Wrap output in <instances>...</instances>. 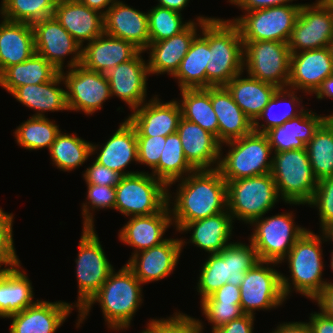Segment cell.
Here are the masks:
<instances>
[{
  "label": "cell",
  "mask_w": 333,
  "mask_h": 333,
  "mask_svg": "<svg viewBox=\"0 0 333 333\" xmlns=\"http://www.w3.org/2000/svg\"><path fill=\"white\" fill-rule=\"evenodd\" d=\"M176 182H179L178 189L172 193L175 194L172 197L169 189ZM167 201L168 206H172V224L179 232L187 223L227 210L226 181L218 169L195 170L168 186Z\"/></svg>",
  "instance_id": "obj_1"
},
{
  "label": "cell",
  "mask_w": 333,
  "mask_h": 333,
  "mask_svg": "<svg viewBox=\"0 0 333 333\" xmlns=\"http://www.w3.org/2000/svg\"><path fill=\"white\" fill-rule=\"evenodd\" d=\"M113 269L99 291L78 312L76 327L87 319L95 303H99L105 324L113 331L130 328L135 313L143 302V284L125 264L117 272Z\"/></svg>",
  "instance_id": "obj_2"
},
{
  "label": "cell",
  "mask_w": 333,
  "mask_h": 333,
  "mask_svg": "<svg viewBox=\"0 0 333 333\" xmlns=\"http://www.w3.org/2000/svg\"><path fill=\"white\" fill-rule=\"evenodd\" d=\"M199 34L208 42L207 88L225 86L244 72L243 41L233 21L209 17Z\"/></svg>",
  "instance_id": "obj_3"
},
{
  "label": "cell",
  "mask_w": 333,
  "mask_h": 333,
  "mask_svg": "<svg viewBox=\"0 0 333 333\" xmlns=\"http://www.w3.org/2000/svg\"><path fill=\"white\" fill-rule=\"evenodd\" d=\"M322 242L325 241L321 234L317 235L313 230L307 229L282 260L283 263L288 261L291 273L290 279L281 274L282 290L286 299L294 290L296 293L314 300L329 283L322 278L325 267L322 261Z\"/></svg>",
  "instance_id": "obj_4"
},
{
  "label": "cell",
  "mask_w": 333,
  "mask_h": 333,
  "mask_svg": "<svg viewBox=\"0 0 333 333\" xmlns=\"http://www.w3.org/2000/svg\"><path fill=\"white\" fill-rule=\"evenodd\" d=\"M223 145L229 148L225 156L222 152ZM272 160L273 152L267 135L252 131L241 138L221 144L217 169L226 182L234 181L271 173Z\"/></svg>",
  "instance_id": "obj_5"
},
{
  "label": "cell",
  "mask_w": 333,
  "mask_h": 333,
  "mask_svg": "<svg viewBox=\"0 0 333 333\" xmlns=\"http://www.w3.org/2000/svg\"><path fill=\"white\" fill-rule=\"evenodd\" d=\"M271 175L285 204L308 205L317 187L306 149L273 153Z\"/></svg>",
  "instance_id": "obj_6"
},
{
  "label": "cell",
  "mask_w": 333,
  "mask_h": 333,
  "mask_svg": "<svg viewBox=\"0 0 333 333\" xmlns=\"http://www.w3.org/2000/svg\"><path fill=\"white\" fill-rule=\"evenodd\" d=\"M226 185L227 210L233 220L246 225L265 216L281 199L271 173L227 181Z\"/></svg>",
  "instance_id": "obj_7"
},
{
  "label": "cell",
  "mask_w": 333,
  "mask_h": 333,
  "mask_svg": "<svg viewBox=\"0 0 333 333\" xmlns=\"http://www.w3.org/2000/svg\"><path fill=\"white\" fill-rule=\"evenodd\" d=\"M115 191L114 210L126 217L158 213L168 202V187L149 172L122 176Z\"/></svg>",
  "instance_id": "obj_8"
},
{
  "label": "cell",
  "mask_w": 333,
  "mask_h": 333,
  "mask_svg": "<svg viewBox=\"0 0 333 333\" xmlns=\"http://www.w3.org/2000/svg\"><path fill=\"white\" fill-rule=\"evenodd\" d=\"M293 212L278 213L254 220L248 240L256 249L259 261L282 264V260L290 252L295 242L306 232L307 228L300 227L294 222Z\"/></svg>",
  "instance_id": "obj_9"
},
{
  "label": "cell",
  "mask_w": 333,
  "mask_h": 333,
  "mask_svg": "<svg viewBox=\"0 0 333 333\" xmlns=\"http://www.w3.org/2000/svg\"><path fill=\"white\" fill-rule=\"evenodd\" d=\"M96 227H83L76 263L78 297L72 306L79 312L99 291L114 269L103 250ZM74 304V305H73Z\"/></svg>",
  "instance_id": "obj_10"
},
{
  "label": "cell",
  "mask_w": 333,
  "mask_h": 333,
  "mask_svg": "<svg viewBox=\"0 0 333 333\" xmlns=\"http://www.w3.org/2000/svg\"><path fill=\"white\" fill-rule=\"evenodd\" d=\"M301 5L291 3L257 9L229 20L238 26L242 41L267 40L288 43Z\"/></svg>",
  "instance_id": "obj_11"
},
{
  "label": "cell",
  "mask_w": 333,
  "mask_h": 333,
  "mask_svg": "<svg viewBox=\"0 0 333 333\" xmlns=\"http://www.w3.org/2000/svg\"><path fill=\"white\" fill-rule=\"evenodd\" d=\"M291 52L288 43L278 41H243V70L247 75L287 88Z\"/></svg>",
  "instance_id": "obj_12"
},
{
  "label": "cell",
  "mask_w": 333,
  "mask_h": 333,
  "mask_svg": "<svg viewBox=\"0 0 333 333\" xmlns=\"http://www.w3.org/2000/svg\"><path fill=\"white\" fill-rule=\"evenodd\" d=\"M277 265L279 263L258 261L245 273L240 285V306L244 314L255 316L256 310L276 309L286 301L282 273L274 268Z\"/></svg>",
  "instance_id": "obj_13"
},
{
  "label": "cell",
  "mask_w": 333,
  "mask_h": 333,
  "mask_svg": "<svg viewBox=\"0 0 333 333\" xmlns=\"http://www.w3.org/2000/svg\"><path fill=\"white\" fill-rule=\"evenodd\" d=\"M60 73L65 82L68 111L94 115L112 97L108 79L101 72L89 70L79 64L66 72L63 69Z\"/></svg>",
  "instance_id": "obj_14"
},
{
  "label": "cell",
  "mask_w": 333,
  "mask_h": 333,
  "mask_svg": "<svg viewBox=\"0 0 333 333\" xmlns=\"http://www.w3.org/2000/svg\"><path fill=\"white\" fill-rule=\"evenodd\" d=\"M332 38L333 10L321 0L302 4L288 41L291 54L328 47Z\"/></svg>",
  "instance_id": "obj_15"
},
{
  "label": "cell",
  "mask_w": 333,
  "mask_h": 333,
  "mask_svg": "<svg viewBox=\"0 0 333 333\" xmlns=\"http://www.w3.org/2000/svg\"><path fill=\"white\" fill-rule=\"evenodd\" d=\"M35 37L36 53L49 61L58 71H62L65 58L67 68L81 64L82 46L68 31L56 20L54 16L44 18L32 24Z\"/></svg>",
  "instance_id": "obj_16"
},
{
  "label": "cell",
  "mask_w": 333,
  "mask_h": 333,
  "mask_svg": "<svg viewBox=\"0 0 333 333\" xmlns=\"http://www.w3.org/2000/svg\"><path fill=\"white\" fill-rule=\"evenodd\" d=\"M139 51L131 60L121 63L105 73L111 96L124 101L133 111L147 101V80L150 76L147 61Z\"/></svg>",
  "instance_id": "obj_17"
},
{
  "label": "cell",
  "mask_w": 333,
  "mask_h": 333,
  "mask_svg": "<svg viewBox=\"0 0 333 333\" xmlns=\"http://www.w3.org/2000/svg\"><path fill=\"white\" fill-rule=\"evenodd\" d=\"M208 18L209 17L200 15L194 19L197 23L192 20L182 32L171 38L150 43L144 51H147L149 54L147 66L150 75L156 74L158 76V74L162 75L167 73V75L172 77L188 52L192 41L198 35L197 31L201 29L202 24Z\"/></svg>",
  "instance_id": "obj_18"
},
{
  "label": "cell",
  "mask_w": 333,
  "mask_h": 333,
  "mask_svg": "<svg viewBox=\"0 0 333 333\" xmlns=\"http://www.w3.org/2000/svg\"><path fill=\"white\" fill-rule=\"evenodd\" d=\"M181 251V238H167L159 245L131 255L126 265L144 285L173 274Z\"/></svg>",
  "instance_id": "obj_19"
},
{
  "label": "cell",
  "mask_w": 333,
  "mask_h": 333,
  "mask_svg": "<svg viewBox=\"0 0 333 333\" xmlns=\"http://www.w3.org/2000/svg\"><path fill=\"white\" fill-rule=\"evenodd\" d=\"M182 110L178 100L162 102L154 95L127 116L137 136H168L176 133Z\"/></svg>",
  "instance_id": "obj_20"
},
{
  "label": "cell",
  "mask_w": 333,
  "mask_h": 333,
  "mask_svg": "<svg viewBox=\"0 0 333 333\" xmlns=\"http://www.w3.org/2000/svg\"><path fill=\"white\" fill-rule=\"evenodd\" d=\"M332 74L333 60L328 47L292 53L287 88L311 95Z\"/></svg>",
  "instance_id": "obj_21"
},
{
  "label": "cell",
  "mask_w": 333,
  "mask_h": 333,
  "mask_svg": "<svg viewBox=\"0 0 333 333\" xmlns=\"http://www.w3.org/2000/svg\"><path fill=\"white\" fill-rule=\"evenodd\" d=\"M73 310L68 302L36 300L7 318L12 320L9 333H55Z\"/></svg>",
  "instance_id": "obj_22"
},
{
  "label": "cell",
  "mask_w": 333,
  "mask_h": 333,
  "mask_svg": "<svg viewBox=\"0 0 333 333\" xmlns=\"http://www.w3.org/2000/svg\"><path fill=\"white\" fill-rule=\"evenodd\" d=\"M118 127L103 146L92 143V155L97 153L96 162L121 176L138 173L126 170L131 162L138 163L136 129L127 118Z\"/></svg>",
  "instance_id": "obj_23"
},
{
  "label": "cell",
  "mask_w": 333,
  "mask_h": 333,
  "mask_svg": "<svg viewBox=\"0 0 333 333\" xmlns=\"http://www.w3.org/2000/svg\"><path fill=\"white\" fill-rule=\"evenodd\" d=\"M177 133L184 156L195 170L218 168L221 143L216 136L183 117L179 121Z\"/></svg>",
  "instance_id": "obj_24"
},
{
  "label": "cell",
  "mask_w": 333,
  "mask_h": 333,
  "mask_svg": "<svg viewBox=\"0 0 333 333\" xmlns=\"http://www.w3.org/2000/svg\"><path fill=\"white\" fill-rule=\"evenodd\" d=\"M104 33L145 51L150 44L148 14L117 0L104 14Z\"/></svg>",
  "instance_id": "obj_25"
},
{
  "label": "cell",
  "mask_w": 333,
  "mask_h": 333,
  "mask_svg": "<svg viewBox=\"0 0 333 333\" xmlns=\"http://www.w3.org/2000/svg\"><path fill=\"white\" fill-rule=\"evenodd\" d=\"M129 220L119 230V241L135 250L132 255L161 244L167 228L171 227L172 218L168 204L158 213L148 216L128 217Z\"/></svg>",
  "instance_id": "obj_26"
},
{
  "label": "cell",
  "mask_w": 333,
  "mask_h": 333,
  "mask_svg": "<svg viewBox=\"0 0 333 333\" xmlns=\"http://www.w3.org/2000/svg\"><path fill=\"white\" fill-rule=\"evenodd\" d=\"M53 16L82 47L104 33V15L79 0H58Z\"/></svg>",
  "instance_id": "obj_27"
},
{
  "label": "cell",
  "mask_w": 333,
  "mask_h": 333,
  "mask_svg": "<svg viewBox=\"0 0 333 333\" xmlns=\"http://www.w3.org/2000/svg\"><path fill=\"white\" fill-rule=\"evenodd\" d=\"M139 51L131 42L103 33L82 47L81 65L105 74L131 60Z\"/></svg>",
  "instance_id": "obj_28"
},
{
  "label": "cell",
  "mask_w": 333,
  "mask_h": 333,
  "mask_svg": "<svg viewBox=\"0 0 333 333\" xmlns=\"http://www.w3.org/2000/svg\"><path fill=\"white\" fill-rule=\"evenodd\" d=\"M233 222L231 214L226 210L217 215L187 223L179 233H188L191 230L192 232L188 242L181 238L182 249L185 244L192 243L208 254L221 252L232 243L230 240L234 229Z\"/></svg>",
  "instance_id": "obj_29"
},
{
  "label": "cell",
  "mask_w": 333,
  "mask_h": 333,
  "mask_svg": "<svg viewBox=\"0 0 333 333\" xmlns=\"http://www.w3.org/2000/svg\"><path fill=\"white\" fill-rule=\"evenodd\" d=\"M210 98L218 119V141L221 144L253 131V122L234 102L232 94L225 86L210 87Z\"/></svg>",
  "instance_id": "obj_30"
},
{
  "label": "cell",
  "mask_w": 333,
  "mask_h": 333,
  "mask_svg": "<svg viewBox=\"0 0 333 333\" xmlns=\"http://www.w3.org/2000/svg\"><path fill=\"white\" fill-rule=\"evenodd\" d=\"M325 116L306 109L301 115L271 128L265 134L273 153L285 150L306 149L315 131L325 121Z\"/></svg>",
  "instance_id": "obj_31"
},
{
  "label": "cell",
  "mask_w": 333,
  "mask_h": 333,
  "mask_svg": "<svg viewBox=\"0 0 333 333\" xmlns=\"http://www.w3.org/2000/svg\"><path fill=\"white\" fill-rule=\"evenodd\" d=\"M36 53L30 23L0 21V74L9 66L23 63Z\"/></svg>",
  "instance_id": "obj_32"
},
{
  "label": "cell",
  "mask_w": 333,
  "mask_h": 333,
  "mask_svg": "<svg viewBox=\"0 0 333 333\" xmlns=\"http://www.w3.org/2000/svg\"><path fill=\"white\" fill-rule=\"evenodd\" d=\"M60 84L65 82L59 72L51 81L18 87L11 95L19 103L36 112L32 117H46L45 112L68 111L66 90L60 88Z\"/></svg>",
  "instance_id": "obj_33"
},
{
  "label": "cell",
  "mask_w": 333,
  "mask_h": 333,
  "mask_svg": "<svg viewBox=\"0 0 333 333\" xmlns=\"http://www.w3.org/2000/svg\"><path fill=\"white\" fill-rule=\"evenodd\" d=\"M243 72L233 77L225 87L234 102L254 122L278 89L275 85L247 76Z\"/></svg>",
  "instance_id": "obj_34"
},
{
  "label": "cell",
  "mask_w": 333,
  "mask_h": 333,
  "mask_svg": "<svg viewBox=\"0 0 333 333\" xmlns=\"http://www.w3.org/2000/svg\"><path fill=\"white\" fill-rule=\"evenodd\" d=\"M30 281L21 265L0 271V318H8L36 302Z\"/></svg>",
  "instance_id": "obj_35"
},
{
  "label": "cell",
  "mask_w": 333,
  "mask_h": 333,
  "mask_svg": "<svg viewBox=\"0 0 333 333\" xmlns=\"http://www.w3.org/2000/svg\"><path fill=\"white\" fill-rule=\"evenodd\" d=\"M59 72L44 57L35 53L23 63L6 68L0 74V87H3L11 94L16 88L21 86L51 81Z\"/></svg>",
  "instance_id": "obj_36"
},
{
  "label": "cell",
  "mask_w": 333,
  "mask_h": 333,
  "mask_svg": "<svg viewBox=\"0 0 333 333\" xmlns=\"http://www.w3.org/2000/svg\"><path fill=\"white\" fill-rule=\"evenodd\" d=\"M297 92V90L290 88H278L264 110L253 122V131L265 134L271 128L281 126L284 122L301 115L306 109H304V105H300L302 104V97L298 98ZM281 102L285 103L282 104ZM279 103L284 105L285 110H275L276 107L281 106ZM260 121H264L265 124Z\"/></svg>",
  "instance_id": "obj_37"
},
{
  "label": "cell",
  "mask_w": 333,
  "mask_h": 333,
  "mask_svg": "<svg viewBox=\"0 0 333 333\" xmlns=\"http://www.w3.org/2000/svg\"><path fill=\"white\" fill-rule=\"evenodd\" d=\"M208 64V42L198 34L192 41L190 48L176 73L179 90L207 88L206 66Z\"/></svg>",
  "instance_id": "obj_38"
},
{
  "label": "cell",
  "mask_w": 333,
  "mask_h": 333,
  "mask_svg": "<svg viewBox=\"0 0 333 333\" xmlns=\"http://www.w3.org/2000/svg\"><path fill=\"white\" fill-rule=\"evenodd\" d=\"M178 100L182 117L196 123L218 139V119L213 110L209 88L181 89Z\"/></svg>",
  "instance_id": "obj_39"
},
{
  "label": "cell",
  "mask_w": 333,
  "mask_h": 333,
  "mask_svg": "<svg viewBox=\"0 0 333 333\" xmlns=\"http://www.w3.org/2000/svg\"><path fill=\"white\" fill-rule=\"evenodd\" d=\"M72 133H60L49 150L52 164L59 170L70 172L78 169L92 156V143Z\"/></svg>",
  "instance_id": "obj_40"
},
{
  "label": "cell",
  "mask_w": 333,
  "mask_h": 333,
  "mask_svg": "<svg viewBox=\"0 0 333 333\" xmlns=\"http://www.w3.org/2000/svg\"><path fill=\"white\" fill-rule=\"evenodd\" d=\"M194 171L184 156L178 133L166 136L159 164L150 173L168 187L172 182L183 179Z\"/></svg>",
  "instance_id": "obj_41"
},
{
  "label": "cell",
  "mask_w": 333,
  "mask_h": 333,
  "mask_svg": "<svg viewBox=\"0 0 333 333\" xmlns=\"http://www.w3.org/2000/svg\"><path fill=\"white\" fill-rule=\"evenodd\" d=\"M306 150L317 181L333 176V125L325 120L306 144Z\"/></svg>",
  "instance_id": "obj_42"
},
{
  "label": "cell",
  "mask_w": 333,
  "mask_h": 333,
  "mask_svg": "<svg viewBox=\"0 0 333 333\" xmlns=\"http://www.w3.org/2000/svg\"><path fill=\"white\" fill-rule=\"evenodd\" d=\"M55 120L47 117H32L22 122L13 132L18 146L26 150H40L48 148L60 133Z\"/></svg>",
  "instance_id": "obj_43"
},
{
  "label": "cell",
  "mask_w": 333,
  "mask_h": 333,
  "mask_svg": "<svg viewBox=\"0 0 333 333\" xmlns=\"http://www.w3.org/2000/svg\"><path fill=\"white\" fill-rule=\"evenodd\" d=\"M58 0H2L0 15L13 22L33 24L53 16Z\"/></svg>",
  "instance_id": "obj_44"
},
{
  "label": "cell",
  "mask_w": 333,
  "mask_h": 333,
  "mask_svg": "<svg viewBox=\"0 0 333 333\" xmlns=\"http://www.w3.org/2000/svg\"><path fill=\"white\" fill-rule=\"evenodd\" d=\"M249 243L233 241L218 253L226 263L227 283L240 287L245 273L259 261L256 249Z\"/></svg>",
  "instance_id": "obj_45"
},
{
  "label": "cell",
  "mask_w": 333,
  "mask_h": 333,
  "mask_svg": "<svg viewBox=\"0 0 333 333\" xmlns=\"http://www.w3.org/2000/svg\"><path fill=\"white\" fill-rule=\"evenodd\" d=\"M147 14L150 43L171 38L191 23V19L183 21L182 13L157 5L148 10Z\"/></svg>",
  "instance_id": "obj_46"
},
{
  "label": "cell",
  "mask_w": 333,
  "mask_h": 333,
  "mask_svg": "<svg viewBox=\"0 0 333 333\" xmlns=\"http://www.w3.org/2000/svg\"><path fill=\"white\" fill-rule=\"evenodd\" d=\"M208 255L201 270H199V279L197 280L196 289L200 295V302L227 283L225 260L218 253Z\"/></svg>",
  "instance_id": "obj_47"
},
{
  "label": "cell",
  "mask_w": 333,
  "mask_h": 333,
  "mask_svg": "<svg viewBox=\"0 0 333 333\" xmlns=\"http://www.w3.org/2000/svg\"><path fill=\"white\" fill-rule=\"evenodd\" d=\"M86 185V202L82 203L81 208L83 227H94V211L108 208L114 209L116 201V191L114 186H101L97 184Z\"/></svg>",
  "instance_id": "obj_48"
},
{
  "label": "cell",
  "mask_w": 333,
  "mask_h": 333,
  "mask_svg": "<svg viewBox=\"0 0 333 333\" xmlns=\"http://www.w3.org/2000/svg\"><path fill=\"white\" fill-rule=\"evenodd\" d=\"M13 220L14 214H8L0 207V271L21 265L14 246Z\"/></svg>",
  "instance_id": "obj_49"
},
{
  "label": "cell",
  "mask_w": 333,
  "mask_h": 333,
  "mask_svg": "<svg viewBox=\"0 0 333 333\" xmlns=\"http://www.w3.org/2000/svg\"><path fill=\"white\" fill-rule=\"evenodd\" d=\"M308 205L311 208H317L321 229L333 223V176L318 181L313 198Z\"/></svg>",
  "instance_id": "obj_50"
},
{
  "label": "cell",
  "mask_w": 333,
  "mask_h": 333,
  "mask_svg": "<svg viewBox=\"0 0 333 333\" xmlns=\"http://www.w3.org/2000/svg\"><path fill=\"white\" fill-rule=\"evenodd\" d=\"M200 306L212 330L244 315L240 303H200Z\"/></svg>",
  "instance_id": "obj_51"
},
{
  "label": "cell",
  "mask_w": 333,
  "mask_h": 333,
  "mask_svg": "<svg viewBox=\"0 0 333 333\" xmlns=\"http://www.w3.org/2000/svg\"><path fill=\"white\" fill-rule=\"evenodd\" d=\"M165 142L164 136H137L138 163L153 170L159 164Z\"/></svg>",
  "instance_id": "obj_52"
},
{
  "label": "cell",
  "mask_w": 333,
  "mask_h": 333,
  "mask_svg": "<svg viewBox=\"0 0 333 333\" xmlns=\"http://www.w3.org/2000/svg\"><path fill=\"white\" fill-rule=\"evenodd\" d=\"M204 323L180 311L165 318V333H203Z\"/></svg>",
  "instance_id": "obj_53"
},
{
  "label": "cell",
  "mask_w": 333,
  "mask_h": 333,
  "mask_svg": "<svg viewBox=\"0 0 333 333\" xmlns=\"http://www.w3.org/2000/svg\"><path fill=\"white\" fill-rule=\"evenodd\" d=\"M82 175L86 184L114 187L119 183L120 178L122 177L119 173L107 168L106 166L100 165L96 161L86 168Z\"/></svg>",
  "instance_id": "obj_54"
},
{
  "label": "cell",
  "mask_w": 333,
  "mask_h": 333,
  "mask_svg": "<svg viewBox=\"0 0 333 333\" xmlns=\"http://www.w3.org/2000/svg\"><path fill=\"white\" fill-rule=\"evenodd\" d=\"M240 287L226 283L200 303H240Z\"/></svg>",
  "instance_id": "obj_55"
},
{
  "label": "cell",
  "mask_w": 333,
  "mask_h": 333,
  "mask_svg": "<svg viewBox=\"0 0 333 333\" xmlns=\"http://www.w3.org/2000/svg\"><path fill=\"white\" fill-rule=\"evenodd\" d=\"M255 316L244 314L241 317L230 321L228 324L221 326L212 333H253Z\"/></svg>",
  "instance_id": "obj_56"
},
{
  "label": "cell",
  "mask_w": 333,
  "mask_h": 333,
  "mask_svg": "<svg viewBox=\"0 0 333 333\" xmlns=\"http://www.w3.org/2000/svg\"><path fill=\"white\" fill-rule=\"evenodd\" d=\"M294 0H228L230 4L237 6L244 12H250L257 9L270 8L290 4ZM296 1V0H295Z\"/></svg>",
  "instance_id": "obj_57"
},
{
  "label": "cell",
  "mask_w": 333,
  "mask_h": 333,
  "mask_svg": "<svg viewBox=\"0 0 333 333\" xmlns=\"http://www.w3.org/2000/svg\"><path fill=\"white\" fill-rule=\"evenodd\" d=\"M311 333H333V318L328 317L322 311L313 312L309 316Z\"/></svg>",
  "instance_id": "obj_58"
},
{
  "label": "cell",
  "mask_w": 333,
  "mask_h": 333,
  "mask_svg": "<svg viewBox=\"0 0 333 333\" xmlns=\"http://www.w3.org/2000/svg\"><path fill=\"white\" fill-rule=\"evenodd\" d=\"M328 284L321 293L313 300L319 306V310L330 318H333V283L328 280Z\"/></svg>",
  "instance_id": "obj_59"
},
{
  "label": "cell",
  "mask_w": 333,
  "mask_h": 333,
  "mask_svg": "<svg viewBox=\"0 0 333 333\" xmlns=\"http://www.w3.org/2000/svg\"><path fill=\"white\" fill-rule=\"evenodd\" d=\"M270 333H311V329L307 322H284Z\"/></svg>",
  "instance_id": "obj_60"
},
{
  "label": "cell",
  "mask_w": 333,
  "mask_h": 333,
  "mask_svg": "<svg viewBox=\"0 0 333 333\" xmlns=\"http://www.w3.org/2000/svg\"><path fill=\"white\" fill-rule=\"evenodd\" d=\"M318 100H322L324 97L333 99V74L328 76L314 93Z\"/></svg>",
  "instance_id": "obj_61"
},
{
  "label": "cell",
  "mask_w": 333,
  "mask_h": 333,
  "mask_svg": "<svg viewBox=\"0 0 333 333\" xmlns=\"http://www.w3.org/2000/svg\"><path fill=\"white\" fill-rule=\"evenodd\" d=\"M82 4L86 5L90 9H94L101 14H105L106 11L114 4L117 0H79Z\"/></svg>",
  "instance_id": "obj_62"
},
{
  "label": "cell",
  "mask_w": 333,
  "mask_h": 333,
  "mask_svg": "<svg viewBox=\"0 0 333 333\" xmlns=\"http://www.w3.org/2000/svg\"><path fill=\"white\" fill-rule=\"evenodd\" d=\"M190 0H157V6L168 8L177 12L184 10Z\"/></svg>",
  "instance_id": "obj_63"
},
{
  "label": "cell",
  "mask_w": 333,
  "mask_h": 333,
  "mask_svg": "<svg viewBox=\"0 0 333 333\" xmlns=\"http://www.w3.org/2000/svg\"><path fill=\"white\" fill-rule=\"evenodd\" d=\"M146 326L140 333H165V318H150Z\"/></svg>",
  "instance_id": "obj_64"
},
{
  "label": "cell",
  "mask_w": 333,
  "mask_h": 333,
  "mask_svg": "<svg viewBox=\"0 0 333 333\" xmlns=\"http://www.w3.org/2000/svg\"><path fill=\"white\" fill-rule=\"evenodd\" d=\"M324 241H332L333 242V223L324 226L321 230ZM331 239V240H330Z\"/></svg>",
  "instance_id": "obj_65"
},
{
  "label": "cell",
  "mask_w": 333,
  "mask_h": 333,
  "mask_svg": "<svg viewBox=\"0 0 333 333\" xmlns=\"http://www.w3.org/2000/svg\"><path fill=\"white\" fill-rule=\"evenodd\" d=\"M328 8L333 10V0H321Z\"/></svg>",
  "instance_id": "obj_66"
},
{
  "label": "cell",
  "mask_w": 333,
  "mask_h": 333,
  "mask_svg": "<svg viewBox=\"0 0 333 333\" xmlns=\"http://www.w3.org/2000/svg\"><path fill=\"white\" fill-rule=\"evenodd\" d=\"M325 119H326V121L328 122V123H330L331 125H333V112H332V114H330V115H325Z\"/></svg>",
  "instance_id": "obj_67"
},
{
  "label": "cell",
  "mask_w": 333,
  "mask_h": 333,
  "mask_svg": "<svg viewBox=\"0 0 333 333\" xmlns=\"http://www.w3.org/2000/svg\"><path fill=\"white\" fill-rule=\"evenodd\" d=\"M329 51H330V55L332 57L333 60V38L331 39L329 45H328Z\"/></svg>",
  "instance_id": "obj_68"
},
{
  "label": "cell",
  "mask_w": 333,
  "mask_h": 333,
  "mask_svg": "<svg viewBox=\"0 0 333 333\" xmlns=\"http://www.w3.org/2000/svg\"><path fill=\"white\" fill-rule=\"evenodd\" d=\"M330 256H331V261H330V265H331V267H330V268H331L332 271H333V250H332Z\"/></svg>",
  "instance_id": "obj_69"
}]
</instances>
